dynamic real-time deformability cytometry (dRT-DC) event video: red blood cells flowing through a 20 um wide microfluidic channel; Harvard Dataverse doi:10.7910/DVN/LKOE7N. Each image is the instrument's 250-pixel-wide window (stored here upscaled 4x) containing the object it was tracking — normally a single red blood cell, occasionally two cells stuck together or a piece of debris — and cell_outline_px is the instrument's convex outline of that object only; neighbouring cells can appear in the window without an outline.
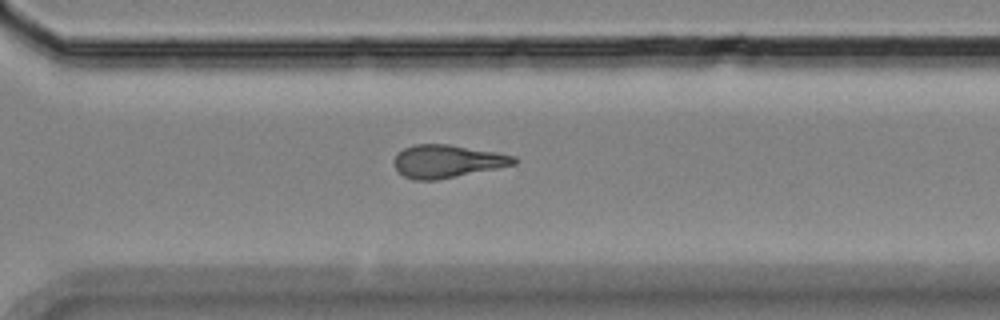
{"species": "Egyptian fruit bat (a non-hibernating species)", "species_latin": "Rousettus aegyptiacus", "temperature_condition": "room temperature", "stored_images_in_passage": 12, "camera_frame_rate_fps": 3000, "um_per_image_px": 0.085, "animal": {"sex": "female"}, "frame": {"image": 1, "passage_image": 12, "time_ms": 14.0, "image_size_px": [1000, 320], "cell_outline_px": [[520, 160], [516, 164], [436, 180], [416, 180], [404, 176], [392, 164], [392, 160], [404, 148], [412, 144], [448, 144], [516, 156]], "centroid_in_image_um": [38.0, 13.7], "position_along_channel_um": 332.6, "area_um2": 22.77}}